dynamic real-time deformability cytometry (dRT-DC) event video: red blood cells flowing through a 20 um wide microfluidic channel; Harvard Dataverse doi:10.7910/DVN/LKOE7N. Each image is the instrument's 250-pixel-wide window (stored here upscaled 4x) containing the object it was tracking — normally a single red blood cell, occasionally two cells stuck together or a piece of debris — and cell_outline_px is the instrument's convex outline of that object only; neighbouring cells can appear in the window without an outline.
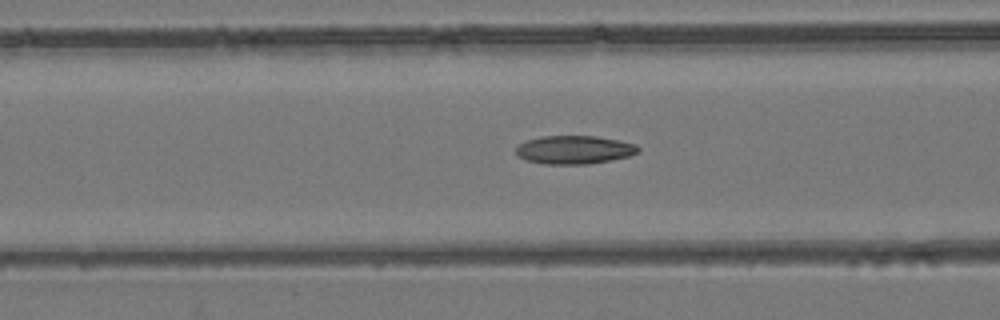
{"species": "common noctule bat (a hibernating species)", "species_latin": "Nyctalus noctula", "temperature_condition": "room temperature", "stored_images_in_passage": 54, "camera_frame_rate_fps": 3000, "um_per_image_px": 0.085, "animal": {"sex": "female", "body_mass_g": 24.6, "forearm_length_mm": 56.2}, "frame": {"image": 1, "passage_image": 22, "time_ms": 7.0, "image_size_px": [1000, 320], "cell_outline_px": [[640, 152], [628, 156], [612, 160], [588, 164], [544, 164], [528, 160], [516, 156], [516, 148], [520, 144], [528, 140], [540, 136], [596, 136], [620, 140], [636, 144], [640, 148]], "centroid_in_image_um": [48.84, 12.73], "position_along_channel_um": 117.8, "area_um2": 20.29}}
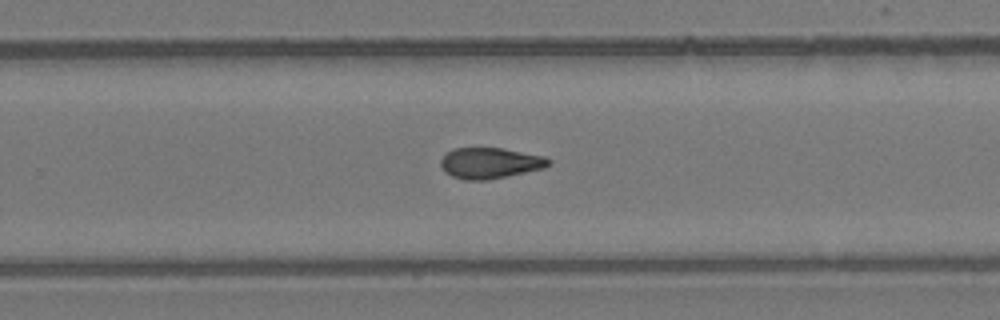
{"frame": {"image": 2, "passage_image": 35, "time_ms": 11.333, "image_size_px": [1000, 320], "cell_outline_px": [[552, 164], [544, 168], [508, 176], [488, 180], [464, 180], [452, 176], [444, 172], [440, 164], [440, 160], [452, 148], [504, 148], [544, 156], [552, 160]], "centroid_in_image_um": [41.67, 13.86], "position_along_channel_um": 288.1, "area_um2": 19.59}}
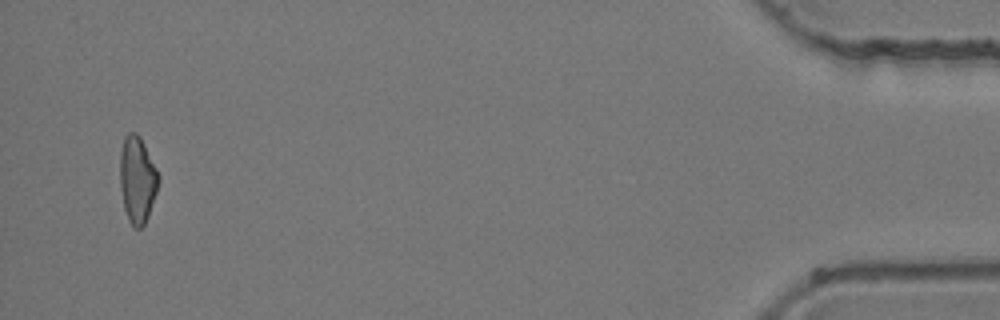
{"frame": {"image": 3, "passage_image": 52, "time_ms": 17.0, "image_size_px": [1000, 320], "cell_outline_px": [[160, 180], [148, 216], [144, 224], [140, 228], [132, 228], [128, 220], [124, 208], [120, 188], [120, 152], [124, 136], [128, 132], [136, 132], [140, 136], [160, 176]], "centroid_in_image_um": [11.66, 15.26], "position_along_channel_um": 423.5, "area_um2": 19.54}, "authors_computed_cell_mechanics": {"area_um2": 19.652, "velocity_mm_per_s": 3.9337, "shape_relaxation_time_tau1_ms": null, "shape_relaxation_time_tau2_ms": 4.8976, "deformation_change_tau1": null, "deformation_change_tau2": 0.1254}}